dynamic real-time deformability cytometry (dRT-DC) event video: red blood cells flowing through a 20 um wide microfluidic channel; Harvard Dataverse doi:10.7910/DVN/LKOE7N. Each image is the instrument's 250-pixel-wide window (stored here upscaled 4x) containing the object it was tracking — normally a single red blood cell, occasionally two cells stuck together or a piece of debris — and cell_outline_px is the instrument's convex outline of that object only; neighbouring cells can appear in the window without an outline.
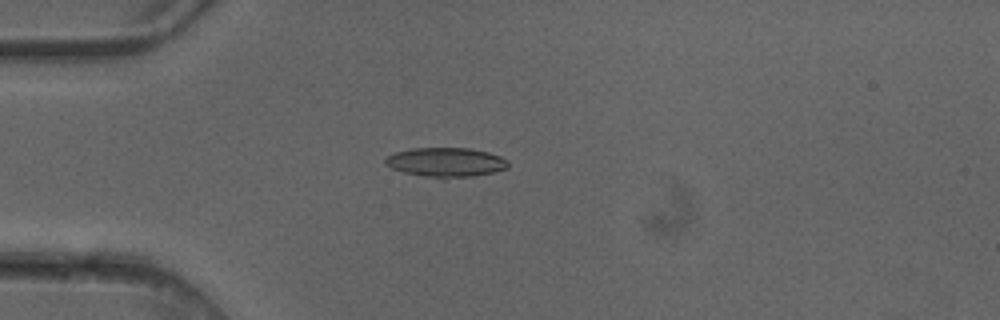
{"species": "common noctule bat (a hibernating species)", "species_latin": "Nyctalus noctula", "temperature_condition": "cold", "stored_images_in_passage": 2, "camera_frame_rate_fps": 3000, "um_per_image_px": 0.085, "animal": {"sex": "female"}, "frame": {"image": 1, "passage_image": 2, "time_ms": 0.333, "image_size_px": [1000, 320], "cell_outline_px": [[508, 168], [492, 172], [472, 176], [444, 180], [440, 180], [404, 172], [392, 168], [384, 164], [384, 160], [388, 156], [396, 152], [412, 148], [468, 148], [488, 152], [500, 156], [508, 160]], "centroid_in_image_um": [37.89, 13.81], "position_along_channel_um": 47.1, "area_um2": 21.27}}